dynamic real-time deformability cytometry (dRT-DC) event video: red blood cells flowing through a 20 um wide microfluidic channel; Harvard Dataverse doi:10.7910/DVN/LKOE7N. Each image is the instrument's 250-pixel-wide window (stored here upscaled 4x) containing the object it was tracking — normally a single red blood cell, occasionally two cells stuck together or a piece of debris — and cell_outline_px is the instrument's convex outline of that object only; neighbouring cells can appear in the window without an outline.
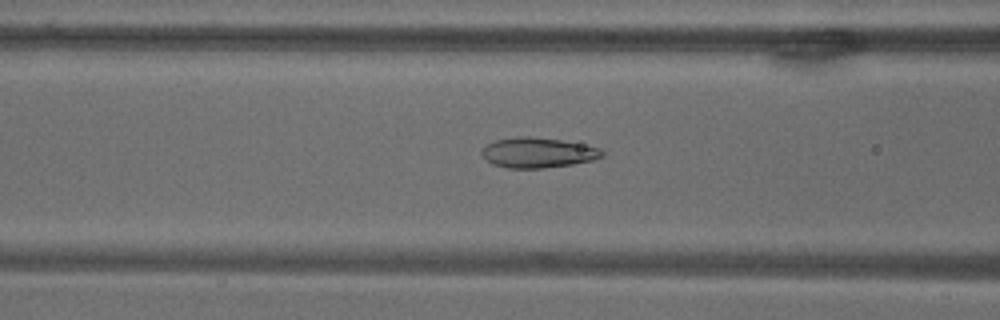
{"species": "common noctule bat (a hibernating species)", "species_latin": "Nyctalus noctula", "temperature_condition": "warm", "stored_images_in_passage": 62, "camera_frame_rate_fps": 3000, "um_per_image_px": 0.085, "animal": {"sex": "male", "body_mass_g": 18.8}, "frame": {"image": 1, "passage_image": 20, "time_ms": 6.333, "image_size_px": [1000, 320], "cell_outline_px": [[604, 156], [592, 160], [572, 164], [544, 168], [508, 168], [492, 164], [480, 152], [488, 144], [496, 140], [516, 136], [528, 136], [560, 140], [600, 148], [604, 152]], "centroid_in_image_um": [45.72, 12.98], "position_along_channel_um": 120.9, "area_um2": 20.92}}
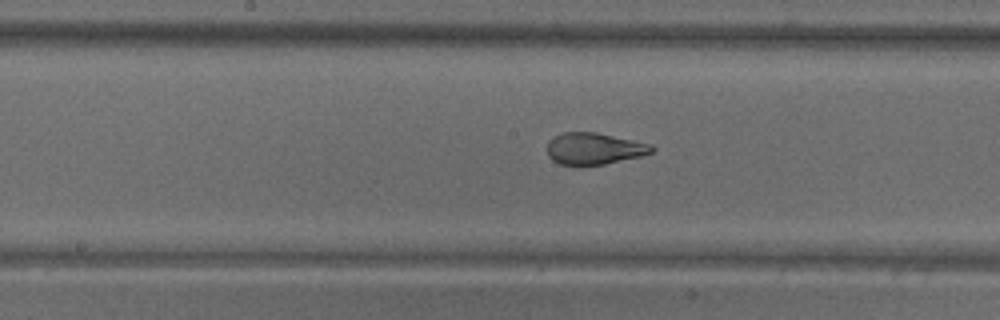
{"frame": {"image": 2, "passage_image": 28, "time_ms": 9.0, "image_size_px": [1000, 320], "cell_outline_px": [[656, 148], [652, 152], [640, 156], [604, 164], [580, 168], [576, 168], [560, 164], [552, 160], [548, 156], [548, 140], [564, 132], [596, 132], [652, 144]], "centroid_in_image_um": [50.48, 12.67], "position_along_channel_um": 197.7, "area_um2": 19.77}}
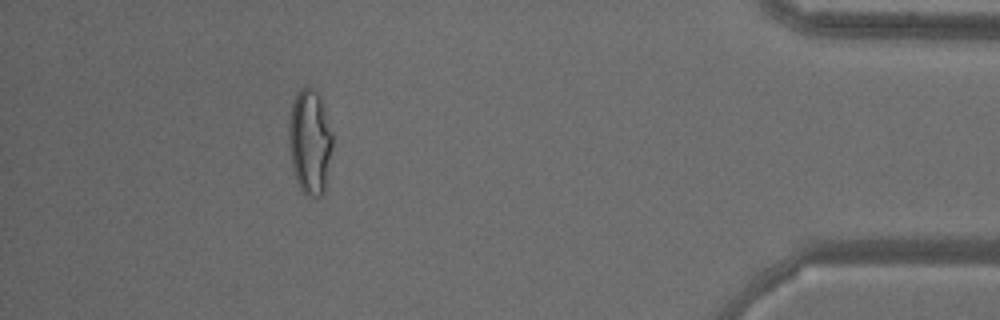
{"frame": {"image": 3, "passage_image": 55, "time_ms": 18.0, "image_size_px": [1000, 320], "cell_outline_px": [[332, 148], [324, 192], [316, 200], [308, 196], [300, 188], [296, 180], [292, 164], [288, 144], [288, 120], [292, 104], [296, 92], [304, 84], [308, 84], [316, 88], [320, 96], [332, 132]], "centroid_in_image_um": [26.32, 12.0], "position_along_channel_um": 408.9, "area_um2": 27.34}}